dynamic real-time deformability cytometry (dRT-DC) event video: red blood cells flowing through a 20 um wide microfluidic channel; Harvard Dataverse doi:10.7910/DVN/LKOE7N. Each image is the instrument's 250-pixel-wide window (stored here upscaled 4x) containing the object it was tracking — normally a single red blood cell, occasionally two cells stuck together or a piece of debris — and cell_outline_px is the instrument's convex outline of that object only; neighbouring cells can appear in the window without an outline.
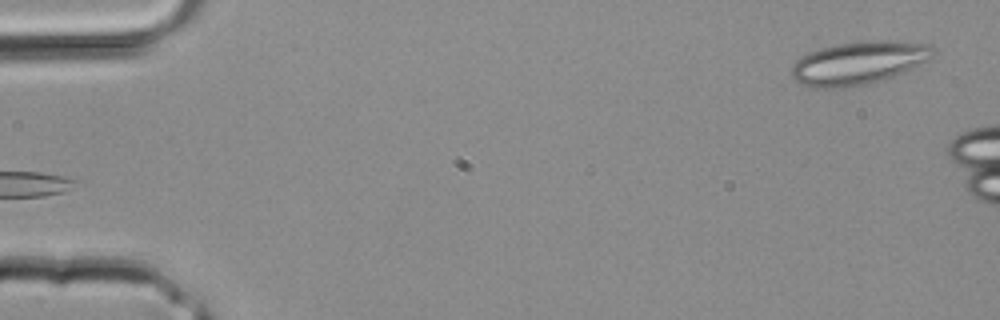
{"species": "common noctule bat (a hibernating species)", "species_latin": "Nyctalus noctula", "temperature_condition": "room temperature", "stored_images_in_passage": 3, "camera_frame_rate_fps": 3000, "um_per_image_px": 0.085, "animal": {"sex": "male", "body_mass_g": 20.4}, "frame": {"image": 1, "passage_image": 3, "time_ms": 0.667, "image_size_px": [1000, 320], "cell_outline_px": [[936, 52], [928, 60], [896, 76], [864, 84], [844, 88], [812, 88], [796, 84], [792, 80], [792, 64], [796, 60], [808, 52], [820, 48], [840, 44], [876, 40], [888, 40], [928, 44]], "centroid_in_image_um": [72.93, 5.37], "position_along_channel_um": 12.1, "area_um2": 35.6}}